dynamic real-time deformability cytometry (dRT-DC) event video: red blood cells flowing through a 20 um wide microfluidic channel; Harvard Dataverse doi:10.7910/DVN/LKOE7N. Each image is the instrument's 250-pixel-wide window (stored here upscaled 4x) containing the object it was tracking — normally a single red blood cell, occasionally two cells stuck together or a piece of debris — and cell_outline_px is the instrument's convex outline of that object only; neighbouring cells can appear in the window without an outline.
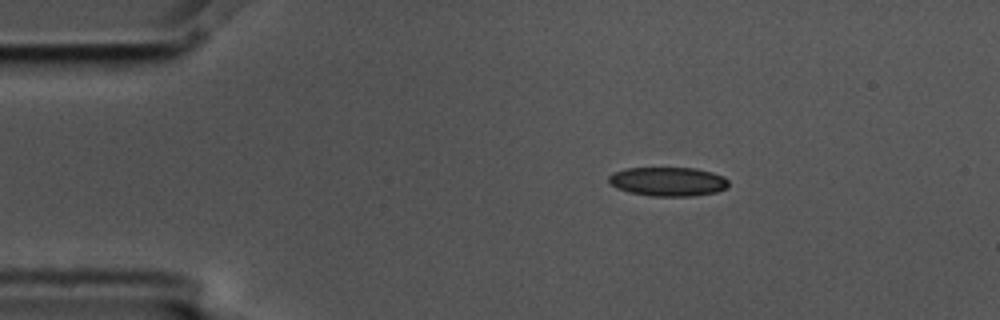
{"species": "common noctule bat (a hibernating species)", "species_latin": "Nyctalus noctula", "temperature_condition": "cold", "stored_images_in_passage": 2, "camera_frame_rate_fps": 3000, "um_per_image_px": 0.085, "animal": {"sex": "male", "body_mass_g": 17.5, "forearm_length_mm": 52.3}, "frame": {"image": 1, "passage_image": 1, "time_ms": 0.0, "image_size_px": [1000, 320], "cell_outline_px": [[728, 188], [716, 192], [692, 196], [652, 196], [628, 192], [616, 188], [608, 180], [608, 176], [612, 172], [628, 168], [696, 168], [712, 172], [724, 176], [728, 180]], "centroid_in_image_um": [56.79, 15.43], "position_along_channel_um": 28.2, "area_um2": 20.4}}